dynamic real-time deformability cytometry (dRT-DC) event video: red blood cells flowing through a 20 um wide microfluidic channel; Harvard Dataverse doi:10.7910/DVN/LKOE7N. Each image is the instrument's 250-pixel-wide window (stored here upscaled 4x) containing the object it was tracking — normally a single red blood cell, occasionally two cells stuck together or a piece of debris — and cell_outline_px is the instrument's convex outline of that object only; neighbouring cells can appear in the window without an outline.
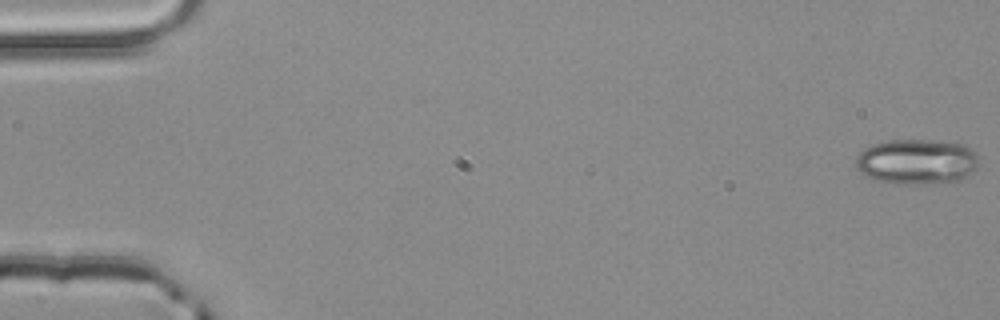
{"species": "common noctule bat (a hibernating species)", "species_latin": "Nyctalus noctula", "temperature_condition": "room temperature", "stored_images_in_passage": 2, "camera_frame_rate_fps": 3000, "um_per_image_px": 0.085, "animal": {"sex": "male", "body_mass_g": 20.4}, "frame": {"image": 1, "passage_image": 2, "time_ms": 0.333, "image_size_px": [1000, 320], "cell_outline_px": [[976, 168], [960, 180], [872, 180], [860, 172], [856, 168], [856, 156], [860, 152], [872, 144], [888, 140], [928, 140], [968, 144], [976, 152]], "centroid_in_image_um": [77.9, 13.65], "position_along_channel_um": 7.1, "area_um2": 30.98}}